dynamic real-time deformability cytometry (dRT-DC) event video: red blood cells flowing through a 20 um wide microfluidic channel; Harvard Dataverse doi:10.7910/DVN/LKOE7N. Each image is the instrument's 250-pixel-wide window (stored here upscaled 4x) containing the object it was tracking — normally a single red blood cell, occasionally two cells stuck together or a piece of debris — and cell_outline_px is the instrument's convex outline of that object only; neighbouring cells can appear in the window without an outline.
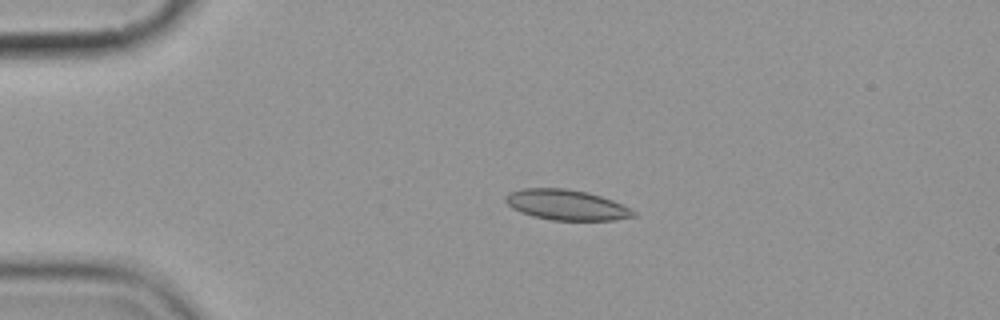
{"species": "common noctule bat (a hibernating species)", "species_latin": "Nyctalus noctula", "temperature_condition": "cold", "stored_images_in_passage": 3, "camera_frame_rate_fps": 3000, "um_per_image_px": 0.085, "animal": {"sex": "female", "body_mass_g": 19.9}, "frame": {"image": 1, "passage_image": 2, "time_ms": 2.0, "image_size_px": [1000, 320], "cell_outline_px": [[636, 216], [612, 220], [552, 220], [532, 216], [520, 212], [512, 208], [504, 200], [504, 196], [508, 192], [524, 188], [564, 188], [588, 192], [612, 200], [636, 212]], "centroid_in_image_um": [48.09, 17.41], "position_along_channel_um": 36.9, "area_um2": 22.6}}